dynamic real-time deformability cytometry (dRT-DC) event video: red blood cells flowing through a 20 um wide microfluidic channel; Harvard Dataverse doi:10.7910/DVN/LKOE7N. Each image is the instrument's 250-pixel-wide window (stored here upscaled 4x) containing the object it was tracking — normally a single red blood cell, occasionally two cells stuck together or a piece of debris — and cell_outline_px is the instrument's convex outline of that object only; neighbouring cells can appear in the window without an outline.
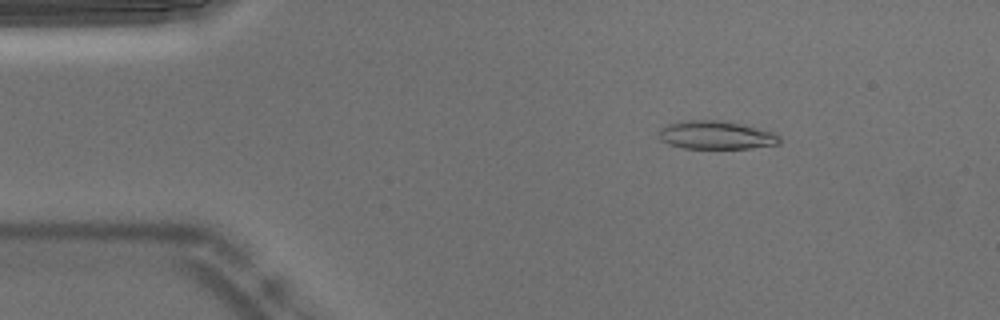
{"species": "Egyptian fruit bat (a non-hibernating species)", "species_latin": "Rousettus aegyptiacus", "temperature_condition": "warm", "stored_images_in_passage": 53, "camera_frame_rate_fps": 3000, "um_per_image_px": 0.085, "animal": {"sex": "male"}, "frame": {"image": 1, "passage_image": 8, "time_ms": 2.333, "image_size_px": [1000, 320], "cell_outline_px": [[780, 144], [748, 148], [684, 148], [668, 144], [660, 140], [660, 128], [668, 124], [680, 120], [724, 120], [744, 124], [772, 132], [780, 136]], "centroid_in_image_um": [60.86, 11.47], "position_along_channel_um": 24.1, "area_um2": 20.0}}
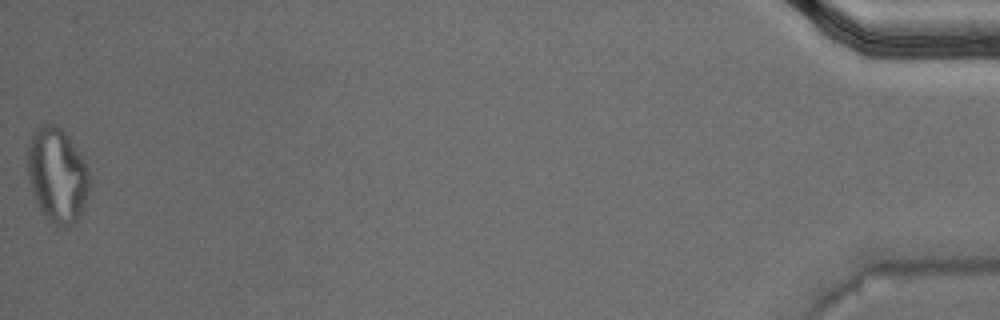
{"frame": {"image": 2, "passage_image": 53, "time_ms": 17.333, "image_size_px": [1000, 320], "cell_outline_px": [[92, 184], [80, 220], [76, 224], [68, 228], [56, 228], [44, 216], [32, 192], [28, 180], [28, 144], [36, 128], [40, 124], [56, 124], [68, 136], [84, 160], [92, 176]], "centroid_in_image_um": [4.92, 14.96], "position_along_channel_um": 430.3, "area_um2": 35.14}, "authors_computed_cell_mechanics": {"area_um2": 20.519, "velocity_mm_per_s": 3.786, "shape_relaxation_time_tau1_ms": null, "shape_relaxation_time_tau2_ms": 3.1385, "deformation_change_tau1": null, "deformation_change_tau2": 0.1216}}